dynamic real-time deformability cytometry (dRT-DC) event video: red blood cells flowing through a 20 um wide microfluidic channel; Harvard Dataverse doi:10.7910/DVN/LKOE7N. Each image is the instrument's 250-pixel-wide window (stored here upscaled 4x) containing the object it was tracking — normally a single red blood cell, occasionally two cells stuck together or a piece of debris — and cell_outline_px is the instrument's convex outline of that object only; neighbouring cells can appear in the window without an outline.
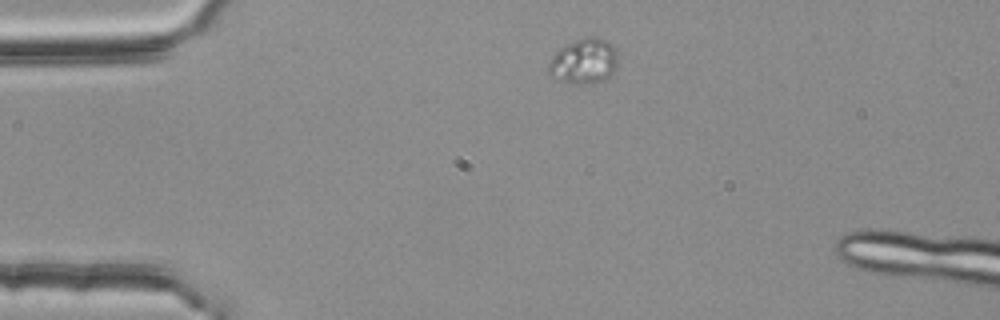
{"species": "common noctule bat (a hibernating species)", "species_latin": "Nyctalus noctula", "temperature_condition": "room temperature", "stored_images_in_passage": 2, "camera_frame_rate_fps": 3000, "um_per_image_px": 0.085, "animal": {"sex": "female", "body_mass_g": 25.1}, "frame": {"image": 1, "passage_image": 1, "time_ms": 0.0, "image_size_px": [1000, 320], "cell_outline_px": [[616, 68], [604, 80], [588, 84], [572, 84], [556, 80], [548, 72], [548, 64], [552, 56], [564, 44], [588, 36], [592, 36], [604, 40], [612, 44], [616, 52]], "centroid_in_image_um": [49.59, 5.22], "position_along_channel_um": 35.4, "area_um2": 18.32}}